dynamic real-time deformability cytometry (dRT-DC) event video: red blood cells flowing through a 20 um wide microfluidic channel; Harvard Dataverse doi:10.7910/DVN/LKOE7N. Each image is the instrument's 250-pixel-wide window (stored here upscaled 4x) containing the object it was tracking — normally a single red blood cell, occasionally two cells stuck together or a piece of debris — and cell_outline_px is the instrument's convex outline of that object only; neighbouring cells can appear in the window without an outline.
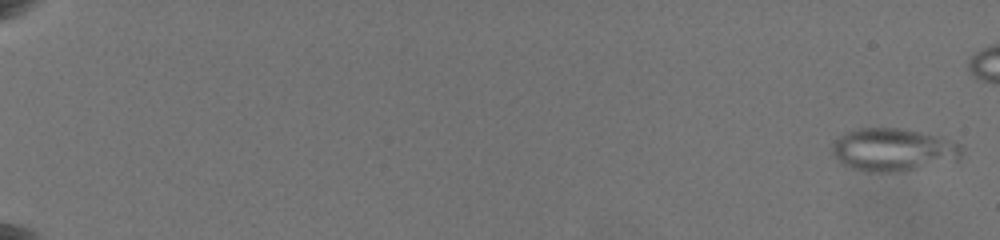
{"species": "common noctule bat (a hibernating species)", "species_latin": "Nyctalus noctula", "temperature_condition": "warm", "stored_images_in_passage": 52, "camera_frame_rate_fps": 3000, "um_per_image_px": 0.085, "animal": {"sex": "female", "body_mass_g": 19.5, "forearm_length_mm": 54.1}, "frame": {"image": 1, "passage_image": 1, "time_ms": 0.0, "image_size_px": [1000, 240], "cell_outline_px": [[964, 152], [960, 160], [900, 172], [868, 172], [848, 168], [840, 164], [836, 160], [832, 152], [832, 144], [840, 136], [856, 128], [900, 128], [944, 136], [960, 144], [964, 148]], "centroid_in_image_um": [75.97, 12.74], "position_along_channel_um": 9.0, "area_um2": 33.18}}
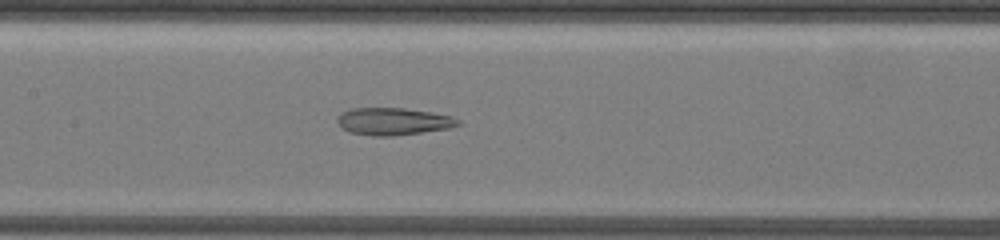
{"frame": {"image": 2, "passage_image": 39, "time_ms": 11.0, "image_size_px": [1000, 240], "cell_outline_px": [[460, 124], [448, 128], [392, 136], [372, 136], [348, 132], [340, 128], [336, 120], [336, 116], [340, 112], [352, 108], [404, 108], [432, 112], [452, 116], [460, 120]], "centroid_in_image_um": [33.35, 10.31], "position_along_channel_um": 174.0, "area_um2": 19.36}}
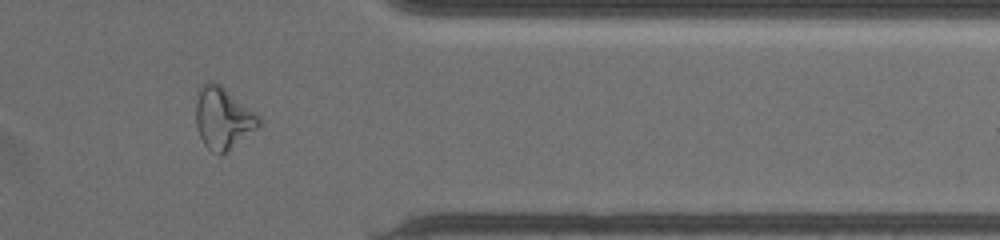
{"frame": {"image": 3, "passage_image": 49, "time_ms": 17.333, "image_size_px": [1000, 240], "cell_outline_px": [[260, 128], [228, 152], [220, 156], [212, 152], [204, 144], [196, 128], [196, 100], [200, 84], [208, 80], [212, 80], [220, 84], [256, 112], [260, 116]], "centroid_in_image_um": [18.97, 10.05], "position_along_channel_um": 392.4, "area_um2": 23.35}}